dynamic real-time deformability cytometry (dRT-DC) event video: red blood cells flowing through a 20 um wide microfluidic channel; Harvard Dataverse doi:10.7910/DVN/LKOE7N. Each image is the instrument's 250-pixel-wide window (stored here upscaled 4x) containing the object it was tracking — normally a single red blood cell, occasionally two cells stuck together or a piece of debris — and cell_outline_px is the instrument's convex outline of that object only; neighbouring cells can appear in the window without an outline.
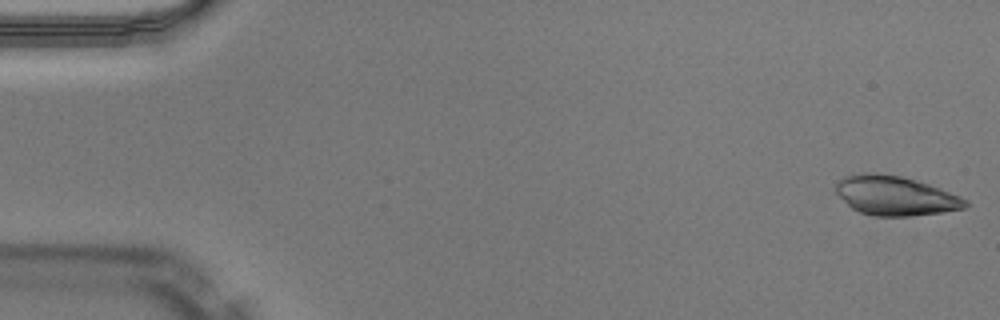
{"species": "Egyptian fruit bat (a non-hibernating species)", "species_latin": "Rousettus aegyptiacus", "temperature_condition": "warm", "stored_images_in_passage": 49, "camera_frame_rate_fps": 3000, "um_per_image_px": 0.085, "animal": {"sex": "male"}, "frame": {"image": 1, "passage_image": 1, "time_ms": 0.0, "image_size_px": [1000, 320], "cell_outline_px": [[968, 204], [964, 208], [940, 212], [908, 216], [876, 216], [860, 212], [852, 208], [836, 192], [836, 184], [844, 176], [864, 172], [872, 172], [900, 176], [928, 184], [940, 188], [960, 196], [968, 200]], "centroid_in_image_um": [76.1, 16.63], "position_along_channel_um": 8.9, "area_um2": 29.36}}
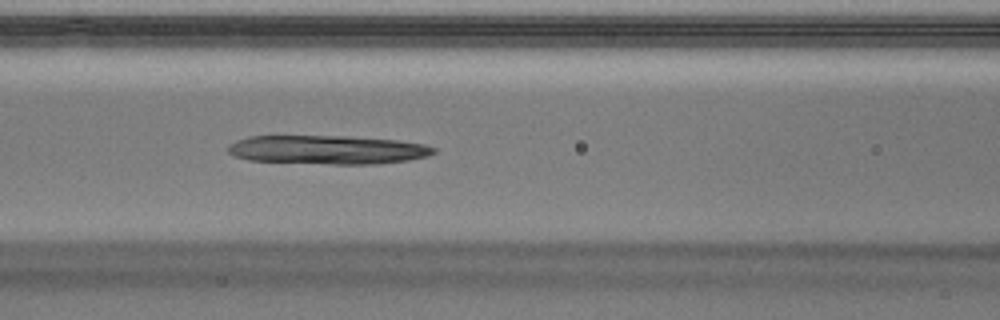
{"frame": {"image": 2, "passage_image": 21, "time_ms": 6.667, "image_size_px": [1000, 320], "cell_outline_px": [[436, 152], [428, 156], [408, 160], [372, 164], [332, 164], [248, 160], [236, 156], [228, 152], [228, 144], [236, 140], [248, 136], [344, 136], [396, 140], [424, 144], [436, 148]], "centroid_in_image_um": [27.83, 12.72], "position_along_channel_um": 138.8, "area_um2": 34.45}}
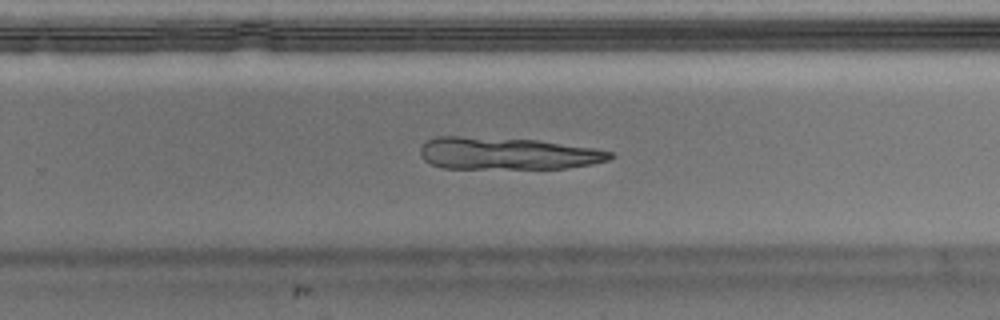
{"frame": {"image": 3, "passage_image": 32, "time_ms": 10.333, "image_size_px": [1000, 320], "cell_outline_px": [[616, 156], [608, 160], [592, 164], [564, 168], [444, 168], [432, 164], [424, 160], [420, 156], [420, 148], [428, 140], [436, 136], [460, 136], [536, 140], [592, 148], [612, 152]], "centroid_in_image_um": [43.1, 13.04], "position_along_channel_um": 286.7, "area_um2": 35.37}}